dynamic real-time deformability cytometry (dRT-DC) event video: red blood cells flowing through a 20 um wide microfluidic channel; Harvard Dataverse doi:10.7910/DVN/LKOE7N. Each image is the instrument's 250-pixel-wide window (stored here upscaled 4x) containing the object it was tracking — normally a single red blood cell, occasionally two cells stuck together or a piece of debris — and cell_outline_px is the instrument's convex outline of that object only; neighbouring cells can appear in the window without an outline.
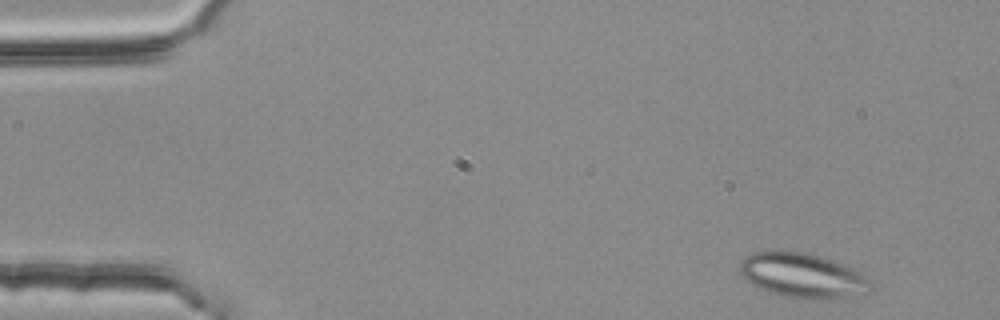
{"species": "common noctule bat (a hibernating species)", "species_latin": "Nyctalus noctula", "temperature_condition": "room temperature", "stored_images_in_passage": 49, "segment_of_instrument_passage": [1, 2], "camera_frame_rate_fps": 3000, "um_per_image_px": 0.085, "animal": {"sex": "female", "body_mass_g": 25.1}, "frame": {"image": 1, "passage_image": 2, "time_ms": 0.333, "image_size_px": [1000, 320], "cell_outline_px": [[872, 292], [836, 300], [812, 300], [784, 296], [760, 288], [752, 284], [740, 276], [740, 260], [752, 252], [768, 248], [776, 248], [804, 252], [820, 256], [832, 260], [852, 268], [860, 272], [872, 280]], "centroid_in_image_um": [68.23, 23.4], "position_along_channel_um": 16.8, "area_um2": 35.32}}